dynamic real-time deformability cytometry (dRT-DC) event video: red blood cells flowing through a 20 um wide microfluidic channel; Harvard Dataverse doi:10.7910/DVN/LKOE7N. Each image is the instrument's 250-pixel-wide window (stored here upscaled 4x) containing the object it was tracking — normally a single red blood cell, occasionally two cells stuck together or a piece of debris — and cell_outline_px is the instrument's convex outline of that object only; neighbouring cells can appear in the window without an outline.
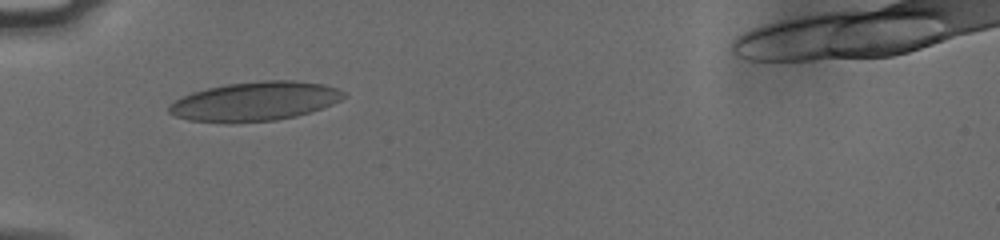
{"species": "human", "species_latin": "Homo sapiens", "temperature_condition": "cold", "stored_images_in_passage": 21, "camera_frame_rate_fps": 3000, "um_per_image_px": 0.085, "donor": {"sex": "male"}, "frame": {"image": 1, "passage_image": 1, "time_ms": 0.0, "image_size_px": [1000, 240], "cell_outline_px": [[344, 96], [340, 100], [332, 104], [296, 116], [276, 120], [228, 124], [188, 120], [176, 116], [168, 112], [168, 108], [176, 100], [192, 92], [208, 88], [228, 84], [264, 80], [296, 80], [324, 84], [336, 88], [344, 92]], "centroid_in_image_um": [21.65, 8.62], "position_along_channel_um": 63.3, "area_um2": 39.77}}
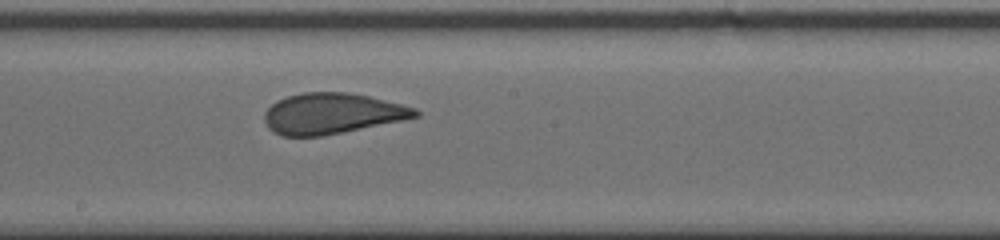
{"frame": {"image": 2, "passage_image": 11, "time_ms": 3.333, "image_size_px": [1000, 240], "cell_outline_px": [[420, 116], [320, 136], [280, 136], [272, 132], [268, 128], [264, 120], [264, 112], [276, 100], [288, 96], [304, 92], [348, 92], [368, 96], [416, 108], [420, 112]], "centroid_in_image_um": [28.16, 9.64], "position_along_channel_um": 220.0, "area_um2": 35.49}}
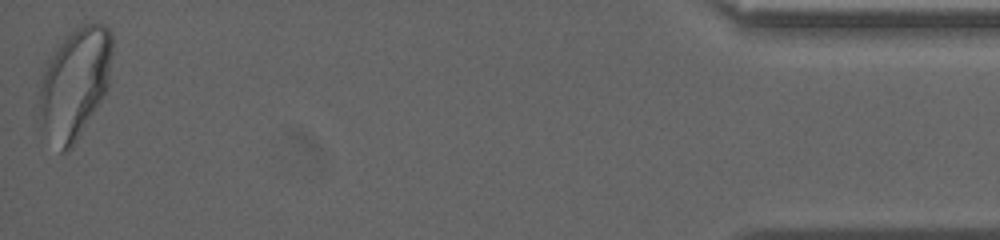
{"frame": {"image": 3, "passage_image": 21, "time_ms": 6.667, "image_size_px": [1000, 240], "cell_outline_px": [[112, 52], [108, 84], [100, 100], [72, 148], [64, 152], [60, 152], [36, 120], [32, 108], [36, 92], [48, 60], [56, 44], [64, 36], [80, 24], [104, 24], [112, 32]], "centroid_in_image_um": [6.25, 7.08], "position_along_channel_um": 429.0, "area_um2": 48.26}, "authors_computed_cell_mechanics": {"area_um2": 36.2984, "velocity_mm_per_s": 4.7175, "shape_relaxation_time_tau1_ms": null, "shape_relaxation_time_tau2_ms": 0.7403, "deformation_change_tau1": null, "deformation_change_tau2": 0.081}}